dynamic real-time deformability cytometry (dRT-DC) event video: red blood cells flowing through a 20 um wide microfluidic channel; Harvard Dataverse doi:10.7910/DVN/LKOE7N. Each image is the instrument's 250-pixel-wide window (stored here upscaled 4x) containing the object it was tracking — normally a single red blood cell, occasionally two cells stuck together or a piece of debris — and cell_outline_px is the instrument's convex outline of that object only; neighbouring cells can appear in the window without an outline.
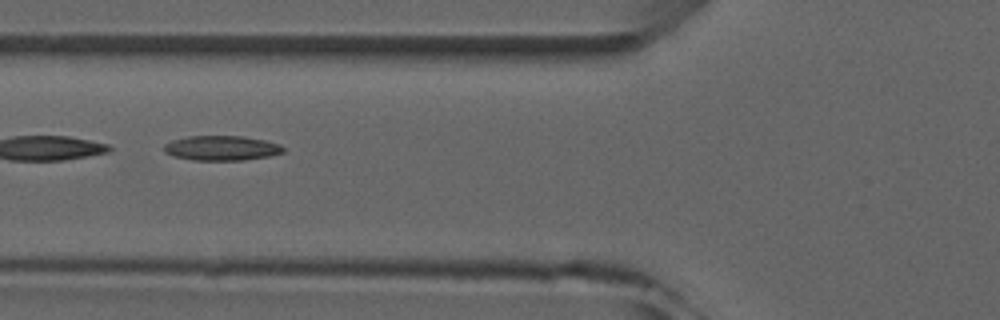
{"species": "common noctule bat (a hibernating species)", "species_latin": "Nyctalus noctula", "temperature_condition": "room temperature", "stored_images_in_passage": 7, "camera_frame_rate_fps": 3000, "um_per_image_px": 0.085, "animal": {"sex": "male", "forearm_length_mm": 52.5}, "frame": {"image": 1, "passage_image": 6, "time_ms": 5.667, "image_size_px": [1000, 320], "cell_outline_px": [[284, 152], [268, 156], [244, 160], [192, 160], [176, 156], [164, 152], [164, 144], [172, 140], [188, 136], [244, 136], [264, 140], [280, 144], [284, 148]], "centroid_in_image_um": [18.84, 12.58], "position_along_channel_um": 107.0, "area_um2": 17.17}}
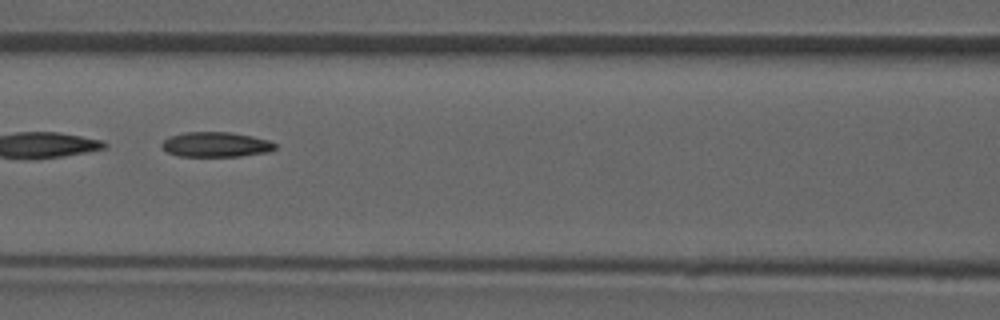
{"frame": {"image": 2, "passage_image": 7, "time_ms": 6.667, "image_size_px": [1000, 320], "cell_outline_px": [[276, 148], [268, 152], [240, 156], [180, 156], [168, 152], [160, 144], [168, 136], [184, 132], [228, 132], [252, 136], [268, 140], [276, 144]], "centroid_in_image_um": [18.34, 12.28], "position_along_channel_um": 148.3, "area_um2": 16.42}}